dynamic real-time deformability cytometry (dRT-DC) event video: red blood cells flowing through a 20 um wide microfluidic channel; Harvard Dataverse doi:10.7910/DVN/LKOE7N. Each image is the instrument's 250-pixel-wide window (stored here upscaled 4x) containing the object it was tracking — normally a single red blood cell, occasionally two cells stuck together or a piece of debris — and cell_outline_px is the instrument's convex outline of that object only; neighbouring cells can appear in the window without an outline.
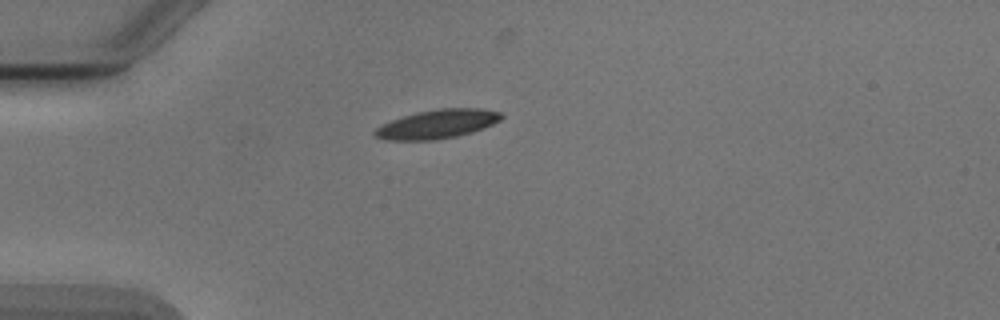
{"species": "Egyptian fruit bat (a non-hibernating species)", "species_latin": "Rousettus aegyptiacus", "temperature_condition": "cold", "stored_images_in_passage": 30, "camera_frame_rate_fps": 3000, "um_per_image_px": 0.085, "animal": {"sex": "male"}, "frame": {"image": 1, "passage_image": 1, "time_ms": 0.0, "image_size_px": [1000, 320], "cell_outline_px": [[504, 116], [500, 120], [492, 124], [472, 132], [456, 136], [432, 140], [388, 140], [376, 136], [372, 132], [380, 124], [416, 112], [440, 108], [480, 108], [500, 112]], "centroid_in_image_um": [37.16, 10.54], "position_along_channel_um": 47.8, "area_um2": 21.15}}
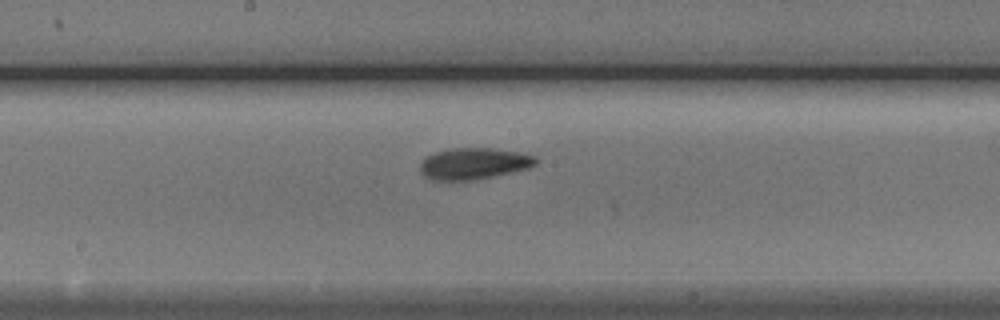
{"frame": {"image": 2, "passage_image": 15, "time_ms": 4.667, "image_size_px": [1000, 320], "cell_outline_px": [[536, 164], [528, 168], [476, 180], [432, 180], [424, 176], [420, 172], [420, 160], [424, 156], [436, 152], [452, 148], [492, 148], [516, 152], [536, 156]], "centroid_in_image_um": [40.21, 13.91], "position_along_channel_um": 208.0, "area_um2": 21.21}}
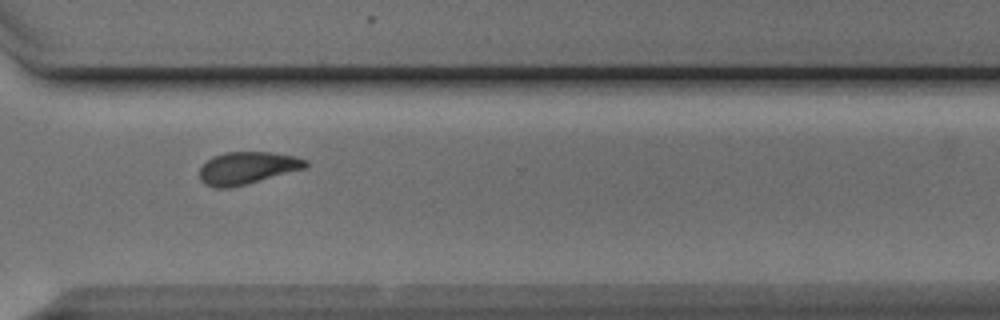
{"frame": {"image": 3, "passage_image": 26, "time_ms": 8.333, "image_size_px": [1000, 320], "cell_outline_px": [[308, 164], [304, 168], [244, 184], [228, 188], [216, 188], [204, 184], [200, 180], [200, 168], [212, 156], [224, 152], [272, 152], [296, 156], [308, 160]], "centroid_in_image_um": [20.99, 14.26], "position_along_channel_um": 349.6, "area_um2": 19.77}}